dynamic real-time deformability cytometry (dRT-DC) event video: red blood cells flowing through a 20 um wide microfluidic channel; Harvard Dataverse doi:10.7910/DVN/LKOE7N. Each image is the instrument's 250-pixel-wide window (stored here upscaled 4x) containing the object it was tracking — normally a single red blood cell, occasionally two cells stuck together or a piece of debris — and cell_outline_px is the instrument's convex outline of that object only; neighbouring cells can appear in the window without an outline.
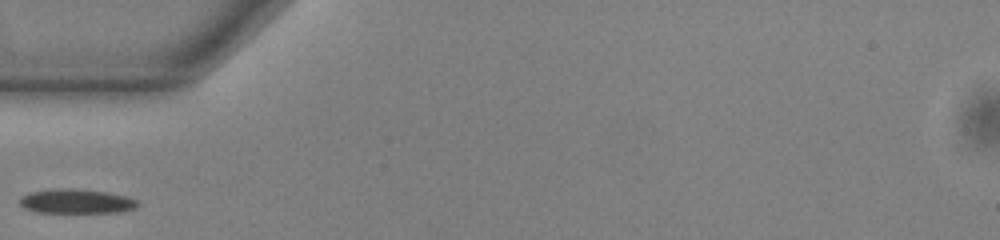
{"species": "common noctule bat (a hibernating species)", "species_latin": "Nyctalus noctula", "temperature_condition": "warm", "stored_images_in_passage": 27, "camera_frame_rate_fps": 3000, "um_per_image_px": 0.085, "animal": {"sex": "male", "body_mass_g": 13.0, "forearm_length_mm": 53.1}, "frame": {"image": 1, "passage_image": 1, "time_ms": 0.0, "image_size_px": [1000, 240], "cell_outline_px": [[140, 204], [136, 208], [120, 212], [36, 212], [24, 208], [20, 204], [20, 196], [32, 192], [56, 188], [72, 188], [104, 192], [124, 196], [136, 200]], "centroid_in_image_um": [6.47, 17.11], "position_along_channel_um": 78.5, "area_um2": 16.59}}
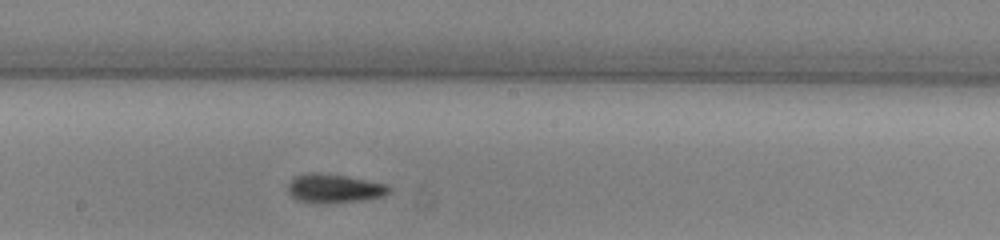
{"frame": {"image": 2, "passage_image": 12, "time_ms": 3.667, "image_size_px": [1000, 240], "cell_outline_px": [[392, 188], [384, 196], [364, 200], [328, 204], [300, 200], [292, 196], [288, 192], [288, 184], [296, 176], [308, 172], [320, 172], [348, 176], [388, 184]], "centroid_in_image_um": [28.45, 16.01], "position_along_channel_um": 219.7, "area_um2": 17.17}}
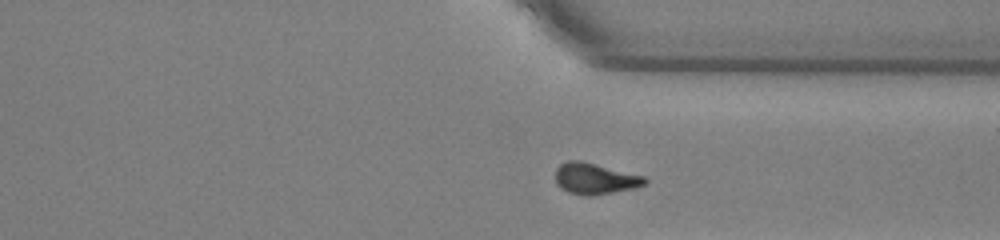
{"frame": {"image": 3, "passage_image": 23, "time_ms": 7.333, "image_size_px": [1000, 240], "cell_outline_px": [[648, 180], [644, 184], [636, 188], [588, 196], [584, 196], [568, 192], [560, 188], [556, 184], [556, 168], [560, 164], [568, 160], [580, 160], [644, 176]], "centroid_in_image_um": [50.54, 15.18], "position_along_channel_um": 360.9, "area_um2": 16.18}}